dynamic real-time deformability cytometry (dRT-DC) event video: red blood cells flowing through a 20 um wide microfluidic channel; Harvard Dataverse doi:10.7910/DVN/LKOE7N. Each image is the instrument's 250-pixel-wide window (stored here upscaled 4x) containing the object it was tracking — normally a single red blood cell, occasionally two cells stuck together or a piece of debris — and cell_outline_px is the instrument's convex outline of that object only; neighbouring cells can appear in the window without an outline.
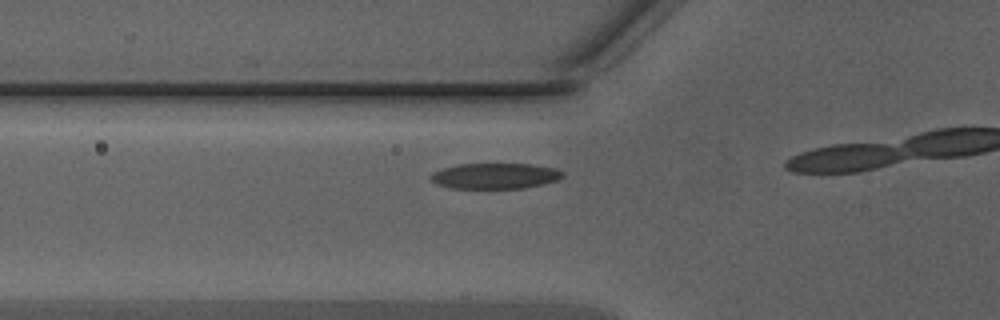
{"species": "Egyptian fruit bat (a non-hibernating species)", "species_latin": "Rousettus aegyptiacus", "temperature_condition": "warm", "stored_images_in_passage": 15, "camera_frame_rate_fps": 3000, "um_per_image_px": 0.085, "animal": {"sex": "male"}, "frame": {"image": 1, "passage_image": 13, "time_ms": 4.0, "image_size_px": [1000, 320], "cell_outline_px": [[564, 176], [560, 180], [544, 184], [524, 188], [448, 188], [436, 184], [428, 176], [432, 172], [456, 164], [532, 164], [556, 168], [564, 172]], "centroid_in_image_um": [42.1, 14.95], "position_along_channel_um": 83.7, "area_um2": 20.0}}